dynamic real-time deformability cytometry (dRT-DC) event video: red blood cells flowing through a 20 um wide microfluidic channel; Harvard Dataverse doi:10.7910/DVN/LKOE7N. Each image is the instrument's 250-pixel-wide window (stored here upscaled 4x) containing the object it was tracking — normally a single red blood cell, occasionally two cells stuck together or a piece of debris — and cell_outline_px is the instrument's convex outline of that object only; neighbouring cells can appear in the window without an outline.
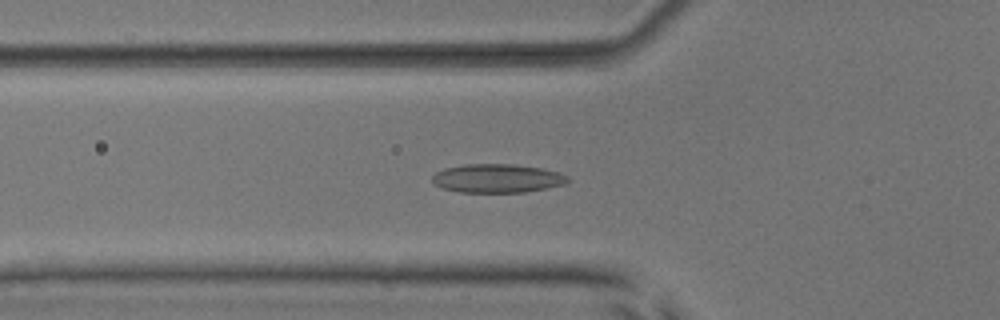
{"species": "common noctule bat (a hibernating species)", "species_latin": "Nyctalus noctula", "temperature_condition": "room temperature", "stored_images_in_passage": 31, "camera_frame_rate_fps": 3000, "um_per_image_px": 0.085, "animal": {"sex": "male", "body_mass_g": 17.9, "forearm_length_mm": 54.2}, "frame": {"image": 1, "passage_image": 10, "time_ms": 3.0, "image_size_px": [1000, 320], "cell_outline_px": [[568, 180], [564, 184], [524, 192], [460, 192], [444, 188], [436, 184], [432, 180], [432, 176], [436, 172], [444, 168], [464, 164], [516, 164], [540, 168], [556, 172], [568, 176]], "centroid_in_image_um": [42.23, 15.15], "position_along_channel_um": 83.6, "area_um2": 22.37}}
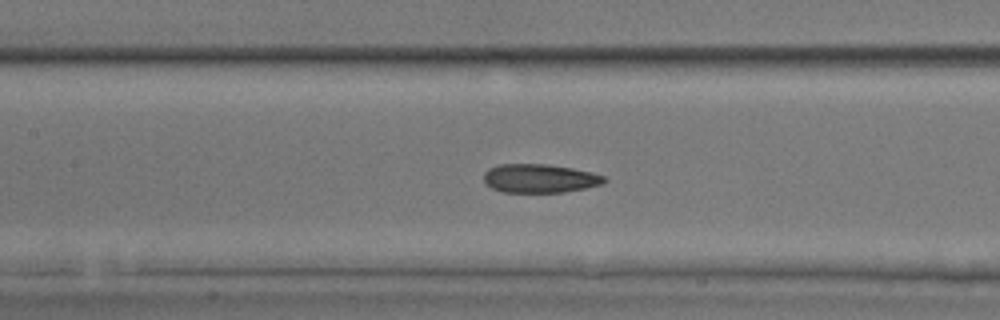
{"frame": {"image": 2, "passage_image": 16, "time_ms": 5.0, "image_size_px": [1000, 320], "cell_outline_px": [[608, 180], [604, 184], [564, 192], [504, 192], [492, 188], [484, 184], [484, 172], [488, 168], [500, 164], [544, 164], [572, 168], [592, 172], [604, 176]], "centroid_in_image_um": [45.87, 15.16], "position_along_channel_um": 161.5, "area_um2": 20.23}}
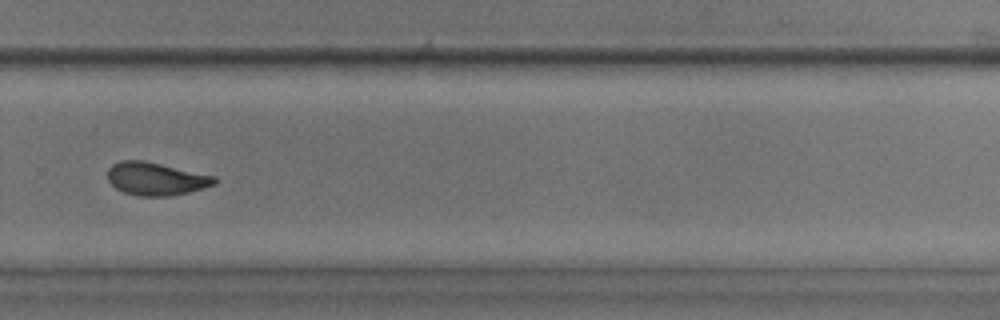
{"frame": {"image": 3, "passage_image": 28, "time_ms": 9.0, "image_size_px": [1000, 320], "cell_outline_px": [[216, 184], [188, 192], [168, 196], [140, 196], [124, 192], [116, 188], [108, 180], [108, 168], [112, 164], [120, 160], [144, 160], [216, 176]], "centroid_in_image_um": [13.24, 15.18], "position_along_channel_um": 316.6, "area_um2": 20.46}, "authors_computed_cell_mechanics": {"area_um2": 20.6924, "velocity_mm_per_s": 3.886, "shape_relaxation_time_tau1_ms": null, "shape_relaxation_time_tau2_ms": 2.5395, "deformation_change_tau1": null, "deformation_change_tau2": 0.0815}}